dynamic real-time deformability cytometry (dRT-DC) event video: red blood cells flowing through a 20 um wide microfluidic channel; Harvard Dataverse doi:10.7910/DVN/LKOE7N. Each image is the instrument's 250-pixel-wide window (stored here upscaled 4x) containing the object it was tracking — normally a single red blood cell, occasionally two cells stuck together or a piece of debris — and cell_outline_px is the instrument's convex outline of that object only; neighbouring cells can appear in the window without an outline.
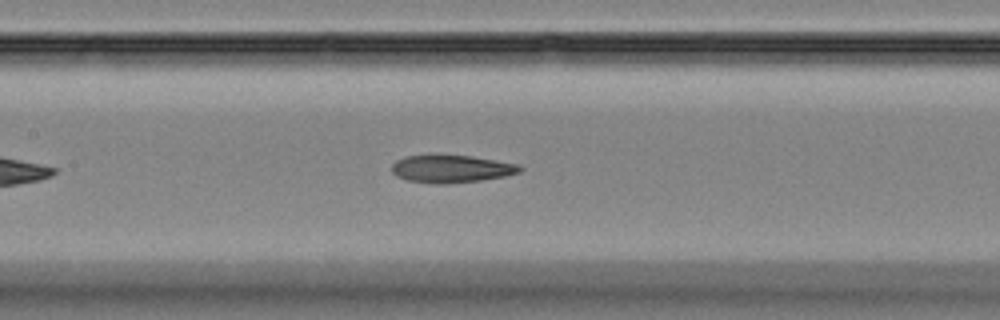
{"species": "Egyptian fruit bat (a non-hibernating species)", "species_latin": "Rousettus aegyptiacus", "temperature_condition": "room temperature", "stored_images_in_passage": 37, "camera_frame_rate_fps": 3000, "um_per_image_px": 0.085, "animal": {"sex": "female"}, "frame": {"image": 1, "passage_image": 14, "time_ms": 4.333, "image_size_px": [1000, 320], "cell_outline_px": [[524, 168], [520, 172], [504, 176], [480, 180], [448, 184], [436, 184], [408, 180], [396, 176], [392, 172], [392, 164], [396, 160], [408, 156], [472, 156], [496, 160], [516, 164]], "centroid_in_image_um": [38.37, 14.36], "position_along_channel_um": 169.0, "area_um2": 20.29}}
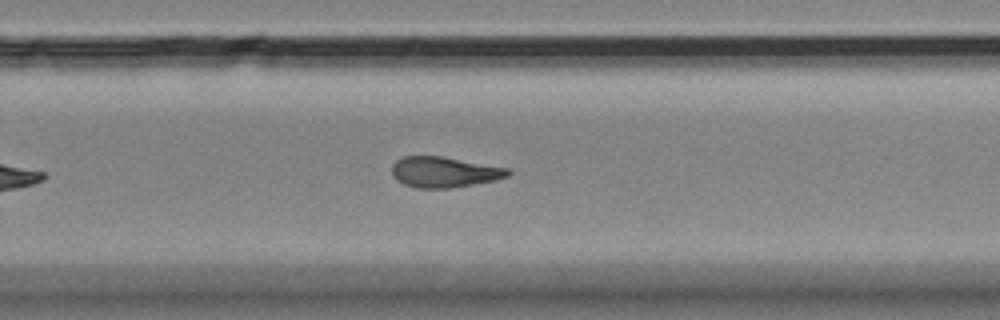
{"frame": {"image": 2, "passage_image": 24, "time_ms": 7.667, "image_size_px": [1000, 320], "cell_outline_px": [[512, 172], [508, 176], [496, 180], [452, 188], [416, 188], [404, 184], [396, 180], [392, 176], [392, 164], [396, 160], [404, 156], [444, 156], [508, 168]], "centroid_in_image_um": [37.75, 14.62], "position_along_channel_um": 292.1, "area_um2": 20.92}}
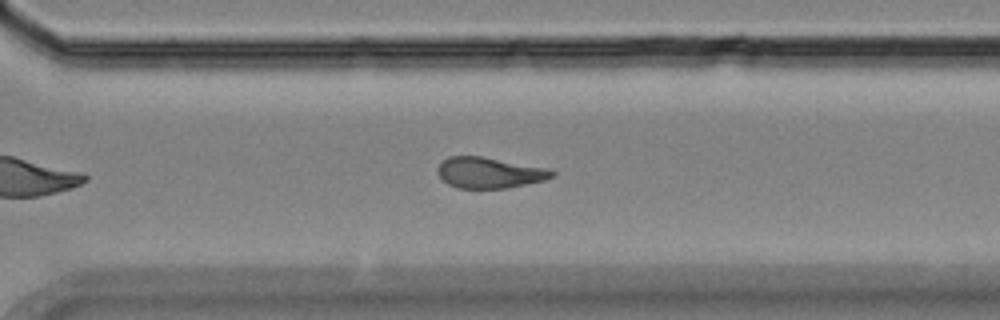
{"frame": {"image": 3, "passage_image": 27, "time_ms": 8.667, "image_size_px": [1000, 320], "cell_outline_px": [[556, 172], [552, 176], [544, 180], [508, 188], [456, 188], [448, 184], [436, 172], [436, 168], [448, 156], [480, 156], [552, 168]], "centroid_in_image_um": [41.62, 14.67], "position_along_channel_um": 329.0, "area_um2": 20.69}, "authors_computed_cell_mechanics": {"area_um2": 20.9236, "velocity_mm_per_s": 3.7044, "shape_relaxation_time_tau1_ms": null, "shape_relaxation_time_tau2_ms": 5.6577, "deformation_change_tau1": null, "deformation_change_tau2": 0.1412}}